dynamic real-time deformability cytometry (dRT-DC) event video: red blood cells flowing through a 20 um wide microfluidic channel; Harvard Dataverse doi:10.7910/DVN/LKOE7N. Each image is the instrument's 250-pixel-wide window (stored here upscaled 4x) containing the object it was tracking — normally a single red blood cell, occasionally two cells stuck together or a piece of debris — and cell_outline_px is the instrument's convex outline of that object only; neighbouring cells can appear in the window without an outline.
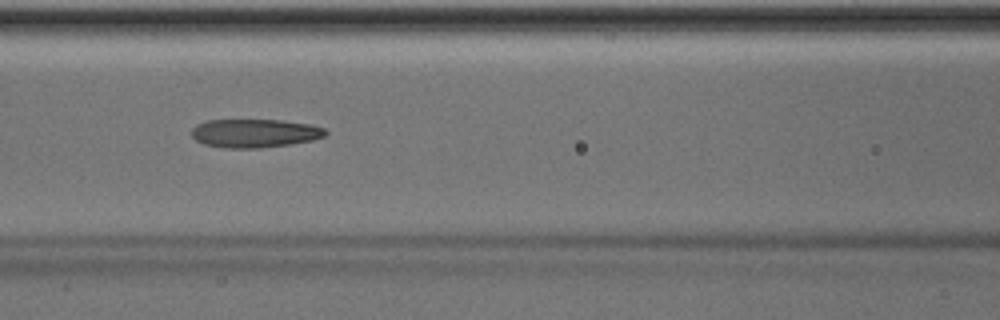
{"species": "Egyptian fruit bat (a non-hibernating species)", "species_latin": "Rousettus aegyptiacus", "temperature_condition": "room temperature", "stored_images_in_passage": 50, "camera_frame_rate_fps": 3000, "um_per_image_px": 0.085, "animal": {"sex": "male"}, "frame": {"image": 1, "passage_image": 22, "time_ms": 7.0, "image_size_px": [1000, 320], "cell_outline_px": [[328, 132], [324, 136], [312, 140], [288, 144], [260, 148], [224, 148], [204, 144], [196, 140], [192, 136], [192, 128], [196, 124], [208, 120], [280, 120], [312, 124], [324, 128]], "centroid_in_image_um": [21.64, 11.32], "position_along_channel_um": 145.0, "area_um2": 22.25}}
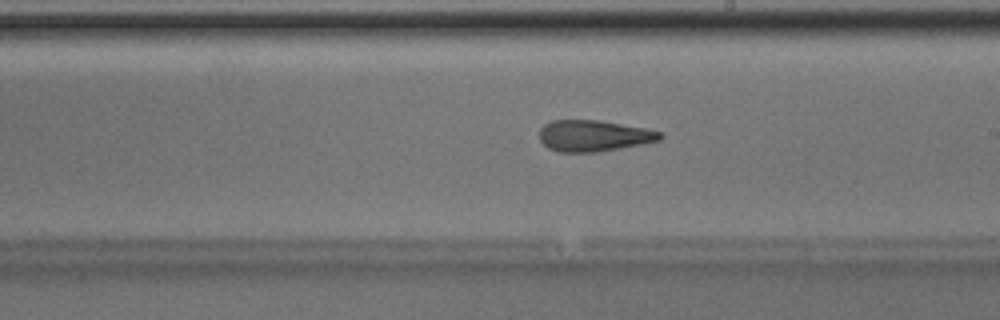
{"frame": {"image": 2, "passage_image": 29, "time_ms": 9.333, "image_size_px": [1000, 320], "cell_outline_px": [[664, 136], [660, 140], [620, 148], [596, 152], [560, 152], [548, 148], [540, 140], [540, 128], [544, 124], [552, 120], [600, 120], [648, 128], [664, 132]], "centroid_in_image_um": [50.5, 11.53], "position_along_channel_um": 238.5, "area_um2": 22.14}, "authors_computed_cell_mechanics": {"area_um2": 22.4842, "velocity_mm_per_s": 4.022, "shape_relaxation_time_tau1_ms": 6.691, "shape_relaxation_time_tau2_ms": 2.6954, "deformation_change_tau1": 0.2433, "deformation_change_tau2": 0.1409}}